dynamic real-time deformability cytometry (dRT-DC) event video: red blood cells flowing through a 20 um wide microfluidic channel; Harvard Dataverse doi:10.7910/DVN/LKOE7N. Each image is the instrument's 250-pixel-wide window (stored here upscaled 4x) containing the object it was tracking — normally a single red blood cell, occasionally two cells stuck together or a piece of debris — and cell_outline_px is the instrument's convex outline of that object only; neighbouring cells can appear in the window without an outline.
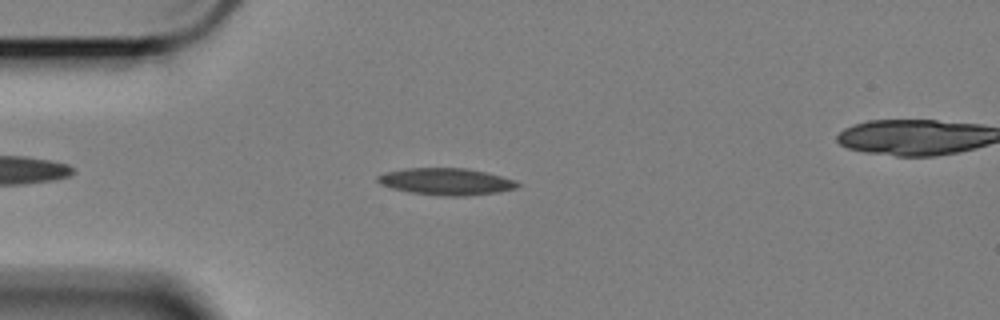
{"species": "Egyptian fruit bat (a non-hibernating species)", "species_latin": "Rousettus aegyptiacus", "temperature_condition": "cold", "stored_images_in_passage": 25, "camera_frame_rate_fps": 3000, "um_per_image_px": 0.085, "animal": {"sex": "female"}, "frame": {"image": 1, "passage_image": 8, "time_ms": 2.333, "image_size_px": [1000, 320], "cell_outline_px": [[520, 184], [516, 188], [500, 192], [468, 196], [444, 196], [412, 192], [392, 188], [376, 180], [376, 176], [384, 172], [404, 168], [468, 168], [500, 176], [512, 180]], "centroid_in_image_um": [37.91, 15.43], "position_along_channel_um": 47.1, "area_um2": 21.73}}
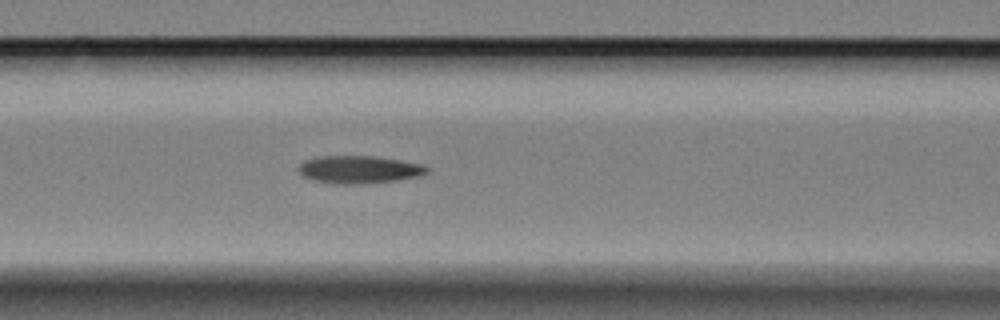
{"frame": {"image": 2, "passage_image": 17, "time_ms": 5.333, "image_size_px": [1000, 320], "cell_outline_px": [[428, 172], [420, 176], [396, 180], [364, 184], [332, 184], [312, 180], [300, 176], [300, 164], [304, 160], [316, 156], [376, 156], [400, 160], [420, 164], [428, 168]], "centroid_in_image_um": [30.48, 14.41], "position_along_channel_um": 136.1, "area_um2": 20.87}}
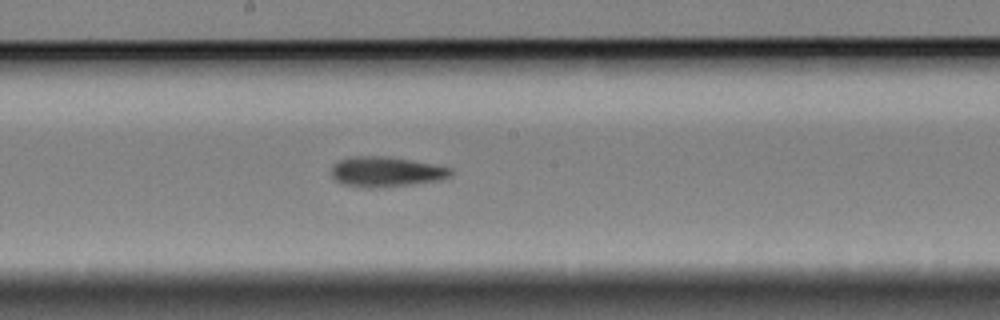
{"frame": {"image": 3, "passage_image": 24, "time_ms": 7.667, "image_size_px": [1000, 320], "cell_outline_px": [[452, 176], [440, 180], [412, 184], [380, 188], [360, 188], [340, 184], [332, 176], [332, 164], [340, 160], [356, 156], [388, 156], [452, 168]], "centroid_in_image_um": [32.79, 14.62], "position_along_channel_um": 215.4, "area_um2": 21.1}}